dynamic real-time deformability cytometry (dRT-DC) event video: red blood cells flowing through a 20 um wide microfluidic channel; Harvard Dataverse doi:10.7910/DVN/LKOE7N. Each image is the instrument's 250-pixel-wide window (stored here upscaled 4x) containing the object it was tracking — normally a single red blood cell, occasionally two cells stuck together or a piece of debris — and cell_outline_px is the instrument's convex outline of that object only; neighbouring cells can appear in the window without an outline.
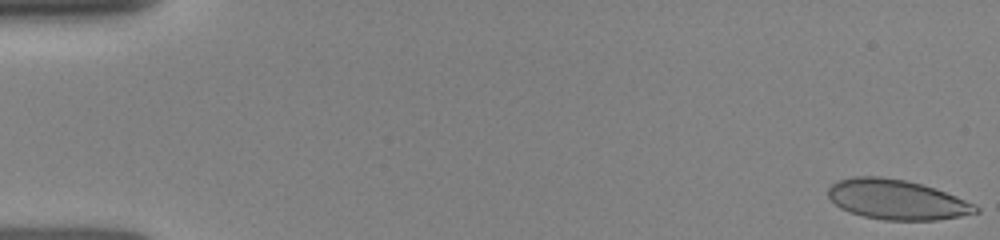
{"species": "human", "species_latin": "Homo sapiens", "temperature_condition": "room temperature", "stored_images_in_passage": 36, "camera_frame_rate_fps": 3000, "um_per_image_px": 0.085, "donor": {"sex": "female"}, "frame": {"image": 1, "passage_image": 1, "time_ms": 0.0, "image_size_px": [1000, 240], "cell_outline_px": [[980, 212], [960, 216], [936, 220], [884, 220], [864, 216], [848, 212], [840, 208], [828, 196], [828, 188], [832, 184], [840, 180], [852, 176], [880, 176], [904, 180], [920, 184], [956, 196], [976, 204], [980, 208]], "centroid_in_image_um": [76.22, 16.97], "position_along_channel_um": 8.8, "area_um2": 34.16}}
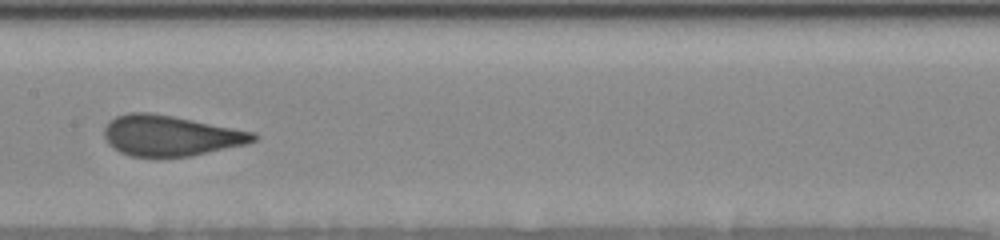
{"frame": {"image": 2, "passage_image": 19, "time_ms": 8.0, "image_size_px": [1000, 240], "cell_outline_px": [[260, 136], [256, 140], [248, 144], [192, 156], [132, 156], [120, 152], [112, 148], [108, 144], [104, 136], [104, 128], [108, 120], [116, 116], [128, 112], [148, 112], [172, 116], [256, 132]], "centroid_in_image_um": [14.5, 11.52], "position_along_channel_um": 192.9, "area_um2": 35.43}}
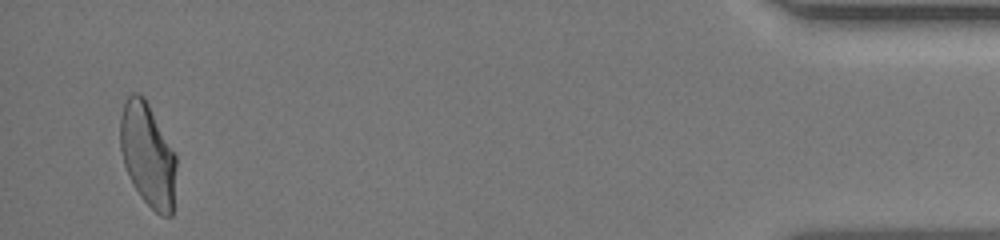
{"frame": {"image": 3, "passage_image": 35, "time_ms": 15.333, "image_size_px": [1000, 240], "cell_outline_px": [[176, 168], [172, 216], [160, 216], [140, 196], [124, 164], [120, 148], [120, 116], [124, 104], [128, 96], [132, 92], [136, 92], [144, 96], [176, 156]], "centroid_in_image_um": [12.55, 13.15], "position_along_channel_um": 422.6, "area_um2": 33.35}}